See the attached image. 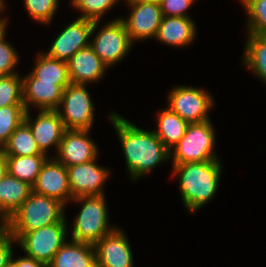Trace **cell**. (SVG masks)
<instances>
[{"label":"cell","mask_w":266,"mask_h":267,"mask_svg":"<svg viewBox=\"0 0 266 267\" xmlns=\"http://www.w3.org/2000/svg\"><path fill=\"white\" fill-rule=\"evenodd\" d=\"M74 9L82 13L79 18L100 21L118 0H71Z\"/></svg>","instance_id":"f546056e"},{"label":"cell","mask_w":266,"mask_h":267,"mask_svg":"<svg viewBox=\"0 0 266 267\" xmlns=\"http://www.w3.org/2000/svg\"><path fill=\"white\" fill-rule=\"evenodd\" d=\"M196 0H159L162 16L191 17L188 9Z\"/></svg>","instance_id":"d6a6232c"},{"label":"cell","mask_w":266,"mask_h":267,"mask_svg":"<svg viewBox=\"0 0 266 267\" xmlns=\"http://www.w3.org/2000/svg\"><path fill=\"white\" fill-rule=\"evenodd\" d=\"M196 30V24L190 17L163 16L155 40L181 48L192 44Z\"/></svg>","instance_id":"d6986e66"},{"label":"cell","mask_w":266,"mask_h":267,"mask_svg":"<svg viewBox=\"0 0 266 267\" xmlns=\"http://www.w3.org/2000/svg\"><path fill=\"white\" fill-rule=\"evenodd\" d=\"M48 267H97L95 247L92 244L67 240Z\"/></svg>","instance_id":"ffe728a7"},{"label":"cell","mask_w":266,"mask_h":267,"mask_svg":"<svg viewBox=\"0 0 266 267\" xmlns=\"http://www.w3.org/2000/svg\"><path fill=\"white\" fill-rule=\"evenodd\" d=\"M47 158L48 155H6L8 174L16 179L29 183L32 186Z\"/></svg>","instance_id":"d4e9b609"},{"label":"cell","mask_w":266,"mask_h":267,"mask_svg":"<svg viewBox=\"0 0 266 267\" xmlns=\"http://www.w3.org/2000/svg\"><path fill=\"white\" fill-rule=\"evenodd\" d=\"M172 168L173 177L178 175L183 204L191 214L216 196L222 175L220 160L177 164Z\"/></svg>","instance_id":"7a4b0ae2"},{"label":"cell","mask_w":266,"mask_h":267,"mask_svg":"<svg viewBox=\"0 0 266 267\" xmlns=\"http://www.w3.org/2000/svg\"><path fill=\"white\" fill-rule=\"evenodd\" d=\"M65 205L59 200L35 192L7 220L9 232H28L60 222Z\"/></svg>","instance_id":"277c9868"},{"label":"cell","mask_w":266,"mask_h":267,"mask_svg":"<svg viewBox=\"0 0 266 267\" xmlns=\"http://www.w3.org/2000/svg\"><path fill=\"white\" fill-rule=\"evenodd\" d=\"M242 61L266 85V35L248 33Z\"/></svg>","instance_id":"603a6c76"},{"label":"cell","mask_w":266,"mask_h":267,"mask_svg":"<svg viewBox=\"0 0 266 267\" xmlns=\"http://www.w3.org/2000/svg\"><path fill=\"white\" fill-rule=\"evenodd\" d=\"M97 159L66 167L73 198L105 195V182L110 176L108 167L99 166Z\"/></svg>","instance_id":"7c38bea8"},{"label":"cell","mask_w":266,"mask_h":267,"mask_svg":"<svg viewBox=\"0 0 266 267\" xmlns=\"http://www.w3.org/2000/svg\"><path fill=\"white\" fill-rule=\"evenodd\" d=\"M5 36L6 31L0 35V77L17 73L15 69L20 61L16 48L5 40Z\"/></svg>","instance_id":"1f68e13d"},{"label":"cell","mask_w":266,"mask_h":267,"mask_svg":"<svg viewBox=\"0 0 266 267\" xmlns=\"http://www.w3.org/2000/svg\"><path fill=\"white\" fill-rule=\"evenodd\" d=\"M16 266L17 267H48L43 262H39L34 258L24 255L23 257L16 258Z\"/></svg>","instance_id":"e575fe53"},{"label":"cell","mask_w":266,"mask_h":267,"mask_svg":"<svg viewBox=\"0 0 266 267\" xmlns=\"http://www.w3.org/2000/svg\"><path fill=\"white\" fill-rule=\"evenodd\" d=\"M32 186L7 174L0 181V213L8 220L30 196Z\"/></svg>","instance_id":"44dd1931"},{"label":"cell","mask_w":266,"mask_h":267,"mask_svg":"<svg viewBox=\"0 0 266 267\" xmlns=\"http://www.w3.org/2000/svg\"><path fill=\"white\" fill-rule=\"evenodd\" d=\"M13 257L14 256L12 255V258L9 260V262L4 267H17L16 266V259Z\"/></svg>","instance_id":"f35d334b"},{"label":"cell","mask_w":266,"mask_h":267,"mask_svg":"<svg viewBox=\"0 0 266 267\" xmlns=\"http://www.w3.org/2000/svg\"><path fill=\"white\" fill-rule=\"evenodd\" d=\"M156 122L153 131L170 151L184 136L188 123L169 107L158 112Z\"/></svg>","instance_id":"7402d4cb"},{"label":"cell","mask_w":266,"mask_h":267,"mask_svg":"<svg viewBox=\"0 0 266 267\" xmlns=\"http://www.w3.org/2000/svg\"><path fill=\"white\" fill-rule=\"evenodd\" d=\"M3 7V0H0V9Z\"/></svg>","instance_id":"60d3db41"},{"label":"cell","mask_w":266,"mask_h":267,"mask_svg":"<svg viewBox=\"0 0 266 267\" xmlns=\"http://www.w3.org/2000/svg\"><path fill=\"white\" fill-rule=\"evenodd\" d=\"M71 202L82 205L79 209L73 227L71 225V240L95 245L116 226L110 227L108 208L105 195L79 196Z\"/></svg>","instance_id":"3957f363"},{"label":"cell","mask_w":266,"mask_h":267,"mask_svg":"<svg viewBox=\"0 0 266 267\" xmlns=\"http://www.w3.org/2000/svg\"><path fill=\"white\" fill-rule=\"evenodd\" d=\"M34 62V68L29 72L34 78L40 81L55 82L56 85H69L67 62L50 58L43 53H39Z\"/></svg>","instance_id":"cb8c5ba5"},{"label":"cell","mask_w":266,"mask_h":267,"mask_svg":"<svg viewBox=\"0 0 266 267\" xmlns=\"http://www.w3.org/2000/svg\"><path fill=\"white\" fill-rule=\"evenodd\" d=\"M8 174L6 155L0 149V181Z\"/></svg>","instance_id":"d590c367"},{"label":"cell","mask_w":266,"mask_h":267,"mask_svg":"<svg viewBox=\"0 0 266 267\" xmlns=\"http://www.w3.org/2000/svg\"><path fill=\"white\" fill-rule=\"evenodd\" d=\"M211 120L189 123L184 136L170 150L172 165L219 160L215 154V128Z\"/></svg>","instance_id":"5b68a950"},{"label":"cell","mask_w":266,"mask_h":267,"mask_svg":"<svg viewBox=\"0 0 266 267\" xmlns=\"http://www.w3.org/2000/svg\"><path fill=\"white\" fill-rule=\"evenodd\" d=\"M246 11L247 33L266 35V0H239Z\"/></svg>","instance_id":"83f0119b"},{"label":"cell","mask_w":266,"mask_h":267,"mask_svg":"<svg viewBox=\"0 0 266 267\" xmlns=\"http://www.w3.org/2000/svg\"><path fill=\"white\" fill-rule=\"evenodd\" d=\"M109 118L122 145L126 169L133 181L146 176L166 160H171L170 151L153 130L137 127L118 112H111Z\"/></svg>","instance_id":"6da1fadb"},{"label":"cell","mask_w":266,"mask_h":267,"mask_svg":"<svg viewBox=\"0 0 266 267\" xmlns=\"http://www.w3.org/2000/svg\"><path fill=\"white\" fill-rule=\"evenodd\" d=\"M89 134L90 130L65 129L54 157L65 167L97 159L98 146Z\"/></svg>","instance_id":"5bb4252c"},{"label":"cell","mask_w":266,"mask_h":267,"mask_svg":"<svg viewBox=\"0 0 266 267\" xmlns=\"http://www.w3.org/2000/svg\"><path fill=\"white\" fill-rule=\"evenodd\" d=\"M7 230V219L0 213V235Z\"/></svg>","instance_id":"74e56055"},{"label":"cell","mask_w":266,"mask_h":267,"mask_svg":"<svg viewBox=\"0 0 266 267\" xmlns=\"http://www.w3.org/2000/svg\"><path fill=\"white\" fill-rule=\"evenodd\" d=\"M90 39V46L108 68L121 62L133 46L121 17L108 21Z\"/></svg>","instance_id":"9c48e42d"},{"label":"cell","mask_w":266,"mask_h":267,"mask_svg":"<svg viewBox=\"0 0 266 267\" xmlns=\"http://www.w3.org/2000/svg\"><path fill=\"white\" fill-rule=\"evenodd\" d=\"M118 1H119V0H118ZM124 2H126V3H127V2H131V0H124Z\"/></svg>","instance_id":"b9f144b4"},{"label":"cell","mask_w":266,"mask_h":267,"mask_svg":"<svg viewBox=\"0 0 266 267\" xmlns=\"http://www.w3.org/2000/svg\"><path fill=\"white\" fill-rule=\"evenodd\" d=\"M30 18L49 25L58 9L59 0H23Z\"/></svg>","instance_id":"4dcf8cb0"},{"label":"cell","mask_w":266,"mask_h":267,"mask_svg":"<svg viewBox=\"0 0 266 267\" xmlns=\"http://www.w3.org/2000/svg\"><path fill=\"white\" fill-rule=\"evenodd\" d=\"M131 12L127 18H121L125 24L130 41L147 40L157 35L162 12L157 1L127 2Z\"/></svg>","instance_id":"8fae6325"},{"label":"cell","mask_w":266,"mask_h":267,"mask_svg":"<svg viewBox=\"0 0 266 267\" xmlns=\"http://www.w3.org/2000/svg\"><path fill=\"white\" fill-rule=\"evenodd\" d=\"M32 191L47 197L55 198L65 206L73 199L70 191L66 167L55 157H49L43 163Z\"/></svg>","instance_id":"4fadbf2b"},{"label":"cell","mask_w":266,"mask_h":267,"mask_svg":"<svg viewBox=\"0 0 266 267\" xmlns=\"http://www.w3.org/2000/svg\"><path fill=\"white\" fill-rule=\"evenodd\" d=\"M33 119L30 111H26L24 122L29 126L32 135L40 150L47 155L49 148L58 152L65 127L56 110H38L37 117Z\"/></svg>","instance_id":"2e32d148"},{"label":"cell","mask_w":266,"mask_h":267,"mask_svg":"<svg viewBox=\"0 0 266 267\" xmlns=\"http://www.w3.org/2000/svg\"><path fill=\"white\" fill-rule=\"evenodd\" d=\"M167 102L168 107L188 124L210 120L208 113L215 105L206 89L185 85L170 90Z\"/></svg>","instance_id":"ba28073f"},{"label":"cell","mask_w":266,"mask_h":267,"mask_svg":"<svg viewBox=\"0 0 266 267\" xmlns=\"http://www.w3.org/2000/svg\"><path fill=\"white\" fill-rule=\"evenodd\" d=\"M138 1H157V2H159V0H131V2H138Z\"/></svg>","instance_id":"ab89813d"},{"label":"cell","mask_w":266,"mask_h":267,"mask_svg":"<svg viewBox=\"0 0 266 267\" xmlns=\"http://www.w3.org/2000/svg\"><path fill=\"white\" fill-rule=\"evenodd\" d=\"M16 243V239L6 230L0 235V267H4L12 258V245Z\"/></svg>","instance_id":"836d02e7"},{"label":"cell","mask_w":266,"mask_h":267,"mask_svg":"<svg viewBox=\"0 0 266 267\" xmlns=\"http://www.w3.org/2000/svg\"><path fill=\"white\" fill-rule=\"evenodd\" d=\"M94 247L97 267H134L132 248L122 229L115 228Z\"/></svg>","instance_id":"9a60e30c"},{"label":"cell","mask_w":266,"mask_h":267,"mask_svg":"<svg viewBox=\"0 0 266 267\" xmlns=\"http://www.w3.org/2000/svg\"><path fill=\"white\" fill-rule=\"evenodd\" d=\"M68 85H56L55 82L40 81L30 73L22 77L23 105L29 111L30 105L38 110H57L63 91Z\"/></svg>","instance_id":"e0dca14e"},{"label":"cell","mask_w":266,"mask_h":267,"mask_svg":"<svg viewBox=\"0 0 266 267\" xmlns=\"http://www.w3.org/2000/svg\"><path fill=\"white\" fill-rule=\"evenodd\" d=\"M24 105H10L0 108V149L8 142L11 134L24 121Z\"/></svg>","instance_id":"4316f807"},{"label":"cell","mask_w":266,"mask_h":267,"mask_svg":"<svg viewBox=\"0 0 266 267\" xmlns=\"http://www.w3.org/2000/svg\"><path fill=\"white\" fill-rule=\"evenodd\" d=\"M100 21L77 18L60 31L53 40L49 51L45 54L50 58L68 62L80 49L90 45V38L94 36Z\"/></svg>","instance_id":"30bf717a"},{"label":"cell","mask_w":266,"mask_h":267,"mask_svg":"<svg viewBox=\"0 0 266 267\" xmlns=\"http://www.w3.org/2000/svg\"><path fill=\"white\" fill-rule=\"evenodd\" d=\"M67 222L64 217L60 222L28 232H10L21 246L26 256L43 262L47 266L54 255L67 240Z\"/></svg>","instance_id":"8992f818"},{"label":"cell","mask_w":266,"mask_h":267,"mask_svg":"<svg viewBox=\"0 0 266 267\" xmlns=\"http://www.w3.org/2000/svg\"><path fill=\"white\" fill-rule=\"evenodd\" d=\"M15 73L0 77V108L23 105L22 78Z\"/></svg>","instance_id":"f1b7e54d"},{"label":"cell","mask_w":266,"mask_h":267,"mask_svg":"<svg viewBox=\"0 0 266 267\" xmlns=\"http://www.w3.org/2000/svg\"><path fill=\"white\" fill-rule=\"evenodd\" d=\"M67 64L72 84L97 83L109 69L90 45L77 51Z\"/></svg>","instance_id":"ac0fdd59"},{"label":"cell","mask_w":266,"mask_h":267,"mask_svg":"<svg viewBox=\"0 0 266 267\" xmlns=\"http://www.w3.org/2000/svg\"><path fill=\"white\" fill-rule=\"evenodd\" d=\"M1 150L5 155H46L38 147L29 126L24 121L11 134L8 142Z\"/></svg>","instance_id":"484cf974"},{"label":"cell","mask_w":266,"mask_h":267,"mask_svg":"<svg viewBox=\"0 0 266 267\" xmlns=\"http://www.w3.org/2000/svg\"><path fill=\"white\" fill-rule=\"evenodd\" d=\"M5 0H3V7L0 9V14H1V12H3L4 10H5ZM7 20H8V18H2V17H0V35L4 32V31H6V27L8 26V25H6V24H8L7 23Z\"/></svg>","instance_id":"8d00e7d4"},{"label":"cell","mask_w":266,"mask_h":267,"mask_svg":"<svg viewBox=\"0 0 266 267\" xmlns=\"http://www.w3.org/2000/svg\"><path fill=\"white\" fill-rule=\"evenodd\" d=\"M86 86L70 83L63 91L61 103L56 111L65 129L90 130L92 128L95 104Z\"/></svg>","instance_id":"52a82bcc"}]
</instances>
